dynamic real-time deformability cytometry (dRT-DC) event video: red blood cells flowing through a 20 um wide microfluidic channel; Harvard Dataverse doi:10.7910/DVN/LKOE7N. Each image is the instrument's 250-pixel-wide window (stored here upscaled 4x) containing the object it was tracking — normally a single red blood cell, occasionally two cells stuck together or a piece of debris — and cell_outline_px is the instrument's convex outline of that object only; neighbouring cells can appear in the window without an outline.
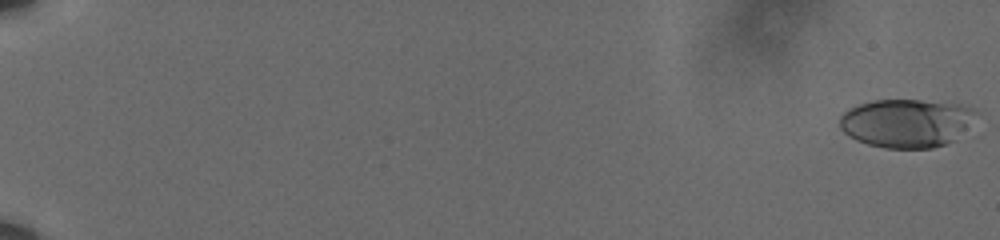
{"species": "human", "species_latin": "Homo sapiens", "temperature_condition": "cold", "stored_images_in_passage": 61, "camera_frame_rate_fps": 3000, "um_per_image_px": 0.085, "donor": {"sex": "male"}, "frame": {"image": 1, "passage_image": 1, "time_ms": 0.0, "image_size_px": [1000, 240], "cell_outline_px": [[980, 112], [952, 140], [944, 144], [932, 148], [884, 148], [868, 144], [856, 140], [848, 136], [840, 128], [840, 116], [848, 108], [872, 100], [920, 100], [960, 104], [972, 108]], "centroid_in_image_um": [77.0, 10.45], "position_along_channel_um": 8.0, "area_um2": 38.26}}
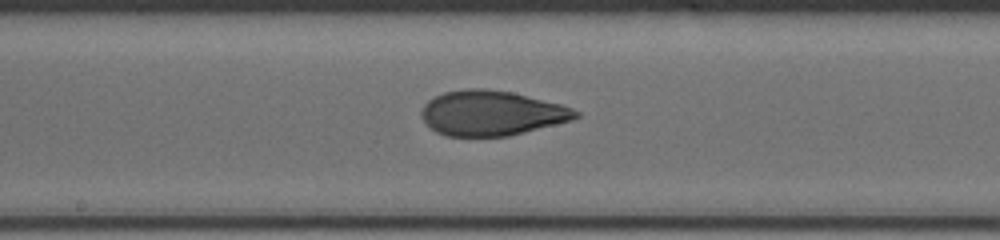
{"frame": {"image": 2, "passage_image": 36, "time_ms": 11.667, "image_size_px": [1000, 240], "cell_outline_px": [[580, 116], [572, 120], [508, 136], [444, 136], [436, 132], [420, 116], [420, 112], [424, 104], [428, 100], [444, 92], [468, 88], [484, 88], [512, 92], [560, 104], [572, 108], [580, 112]], "centroid_in_image_um": [41.77, 9.61], "position_along_channel_um": 206.4, "area_um2": 40.29}}
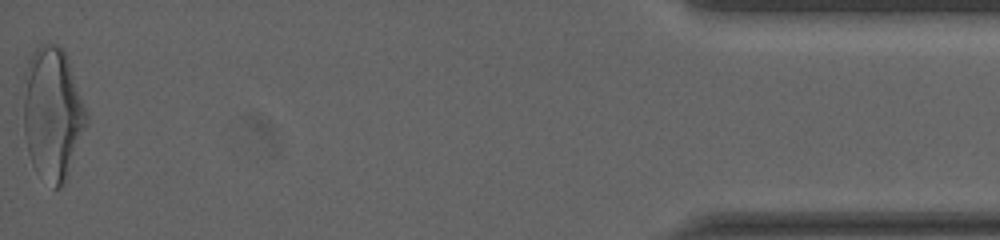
{"frame": {"image": 3, "passage_image": 61, "time_ms": 20.0, "image_size_px": [1000, 240], "cell_outline_px": [[88, 124], [68, 176], [60, 188], [52, 188], [36, 172], [32, 164], [28, 152], [24, 132], [24, 100], [28, 60], [32, 52], [40, 44], [56, 44], [64, 52], [68, 60], [88, 116]], "centroid_in_image_um": [4.48, 9.72], "position_along_channel_um": 430.7, "area_um2": 48.49}, "authors_computed_cell_mechanics": {"area_um2": 39.4196, "velocity_mm_per_s": 3.6179, "shape_relaxation_time_tau1_ms": 6.5424, "shape_relaxation_time_tau2_ms": 1.3168, "deformation_change_tau1": 0.2186, "deformation_change_tau2": 0.077}}